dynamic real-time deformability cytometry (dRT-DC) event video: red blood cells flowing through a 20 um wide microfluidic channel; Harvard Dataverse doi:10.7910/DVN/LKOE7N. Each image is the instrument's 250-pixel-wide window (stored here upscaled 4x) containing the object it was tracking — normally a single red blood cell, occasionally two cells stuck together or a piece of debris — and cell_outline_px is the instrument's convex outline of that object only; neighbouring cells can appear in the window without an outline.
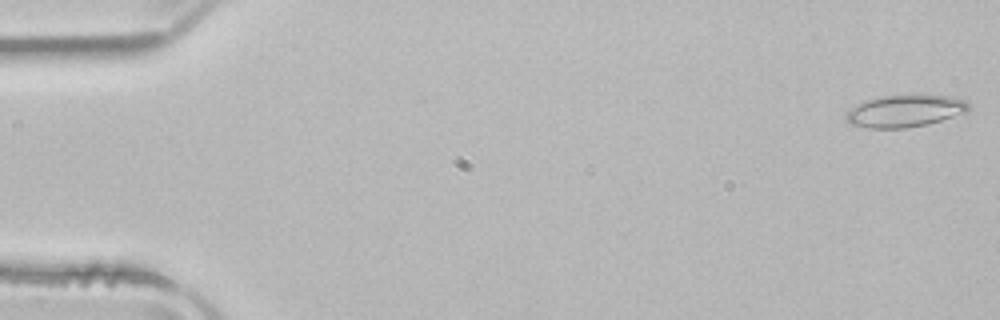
{"species": "common noctule bat (a hibernating species)", "species_latin": "Nyctalus noctula", "temperature_condition": "room temperature", "stored_images_in_passage": 51, "camera_frame_rate_fps": 3000, "um_per_image_px": 0.085, "animal": {"sex": "male", "body_mass_g": 21.5, "forearm_length_mm": 52.0}, "frame": {"image": 1, "passage_image": 1, "time_ms": 0.0, "image_size_px": [1000, 320], "cell_outline_px": [[968, 112], [928, 124], [904, 128], [868, 128], [848, 124], [844, 116], [844, 112], [848, 108], [864, 100], [884, 96], [952, 96], [964, 100], [968, 104]], "centroid_in_image_um": [76.84, 9.45], "position_along_channel_um": 8.2, "area_um2": 22.95}}
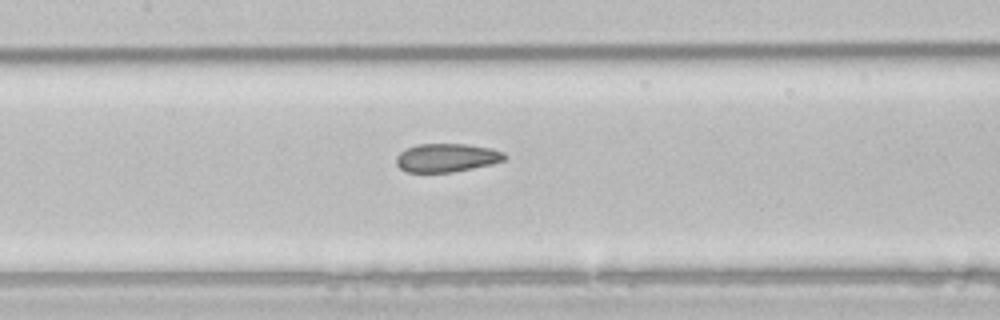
{"frame": {"image": 2, "passage_image": 24, "time_ms": 7.667, "image_size_px": [1000, 320], "cell_outline_px": [[508, 156], [504, 160], [492, 164], [452, 172], [408, 172], [400, 168], [396, 164], [396, 156], [400, 152], [416, 144], [468, 144], [492, 148], [504, 152]], "centroid_in_image_um": [37.99, 13.4], "position_along_channel_um": 169.4, "area_um2": 18.03}}
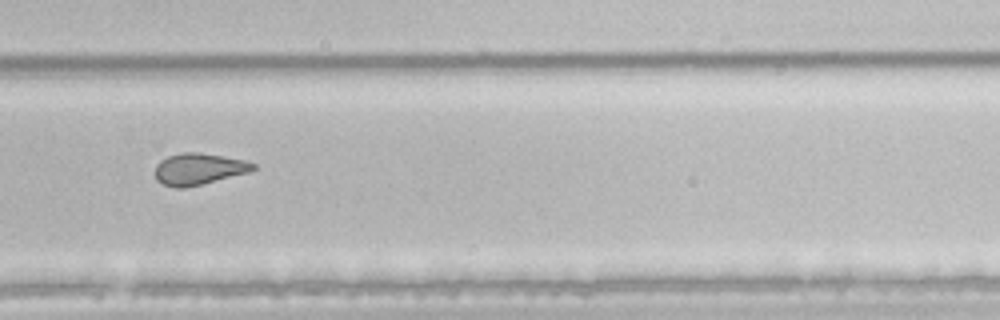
{"frame": {"image": 3, "passage_image": 35, "time_ms": 11.333, "image_size_px": [1000, 320], "cell_outline_px": [[256, 168], [248, 172], [184, 188], [176, 188], [164, 184], [156, 180], [156, 164], [160, 160], [168, 156], [184, 152], [200, 152], [224, 156], [244, 160], [256, 164]], "centroid_in_image_um": [16.88, 14.35], "position_along_channel_um": 312.9, "area_um2": 17.8}, "authors_computed_cell_mechanics": {"area_um2": 19.652, "velocity_mm_per_s": 3.933, "shape_relaxation_time_tau1_ms": null, "shape_relaxation_time_tau2_ms": 4.4442, "deformation_change_tau1": null, "deformation_change_tau2": 0.0923}}